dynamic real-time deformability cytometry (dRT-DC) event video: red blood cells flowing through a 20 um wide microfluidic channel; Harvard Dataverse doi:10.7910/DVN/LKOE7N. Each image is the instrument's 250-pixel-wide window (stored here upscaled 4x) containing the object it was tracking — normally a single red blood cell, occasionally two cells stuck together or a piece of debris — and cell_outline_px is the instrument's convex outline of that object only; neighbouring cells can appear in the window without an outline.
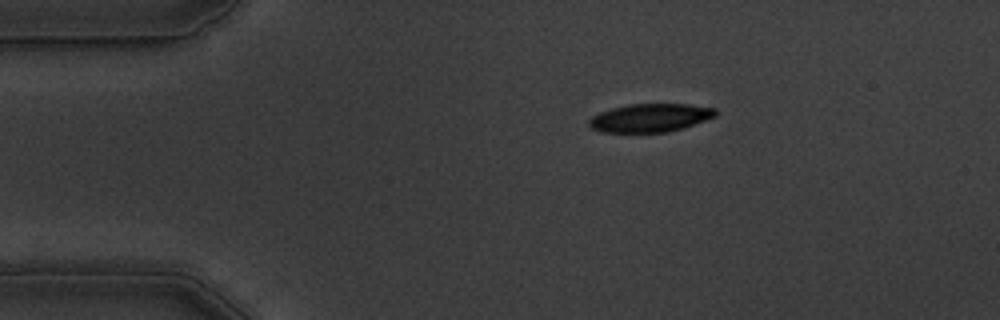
{"species": "common noctule bat (a hibernating species)", "species_latin": "Nyctalus noctula", "temperature_condition": "warm", "stored_images_in_passage": 47, "camera_frame_rate_fps": 3000, "um_per_image_px": 0.085, "animal": {"sex": "male", "body_mass_g": 19.5, "forearm_length_mm": 54.6}, "frame": {"image": 1, "passage_image": 1, "time_ms": 0.0, "image_size_px": [1000, 320], "cell_outline_px": [[716, 116], [668, 132], [600, 132], [592, 128], [588, 124], [588, 120], [592, 116], [600, 112], [612, 108], [628, 104], [688, 104], [716, 108]], "centroid_in_image_um": [55.22, 10.01], "position_along_channel_um": 29.8, "area_um2": 20.69}}
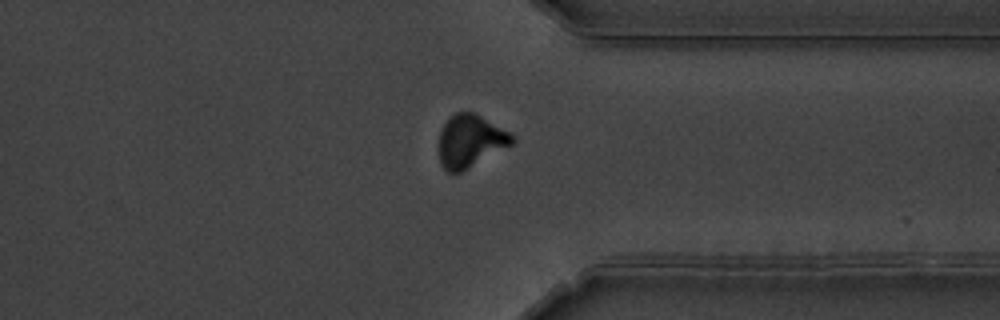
{"frame": {"image": 2, "passage_image": 34, "time_ms": 11.0, "image_size_px": [1000, 320], "cell_outline_px": [[516, 140], [512, 144], [460, 172], [452, 176], [440, 164], [440, 132], [444, 124], [456, 112], [476, 112], [516, 136]], "centroid_in_image_um": [39.99, 11.98], "position_along_channel_um": 371.4, "area_um2": 22.31}}
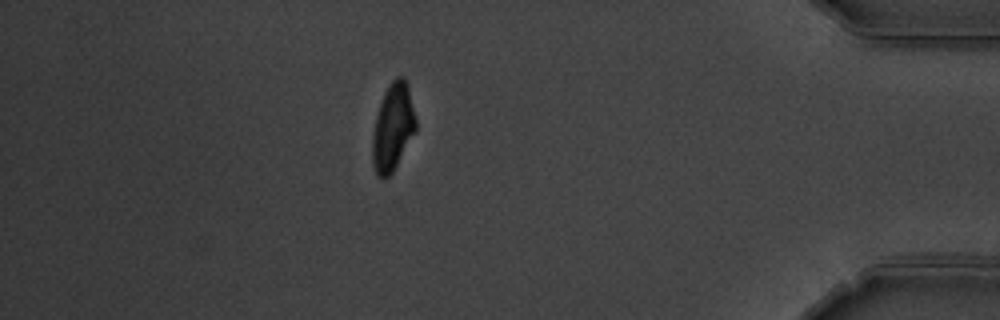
{"frame": {"image": 3, "passage_image": 40, "time_ms": 13.0, "image_size_px": [1000, 320], "cell_outline_px": [[416, 132], [392, 172], [384, 180], [376, 176], [372, 164], [372, 132], [376, 116], [384, 92], [388, 84], [396, 76], [404, 76], [408, 84], [416, 120]], "centroid_in_image_um": [33.38, 10.82], "position_along_channel_um": 401.8, "area_um2": 22.37}, "authors_computed_cell_mechanics": {"area_um2": 22.5998, "velocity_mm_per_s": 3.5684, "shape_relaxation_time_tau1_ms": 3.4034, "shape_relaxation_time_tau2_ms": 2.2194, "deformation_change_tau1": 0.1549, "deformation_change_tau2": 0.0758}}